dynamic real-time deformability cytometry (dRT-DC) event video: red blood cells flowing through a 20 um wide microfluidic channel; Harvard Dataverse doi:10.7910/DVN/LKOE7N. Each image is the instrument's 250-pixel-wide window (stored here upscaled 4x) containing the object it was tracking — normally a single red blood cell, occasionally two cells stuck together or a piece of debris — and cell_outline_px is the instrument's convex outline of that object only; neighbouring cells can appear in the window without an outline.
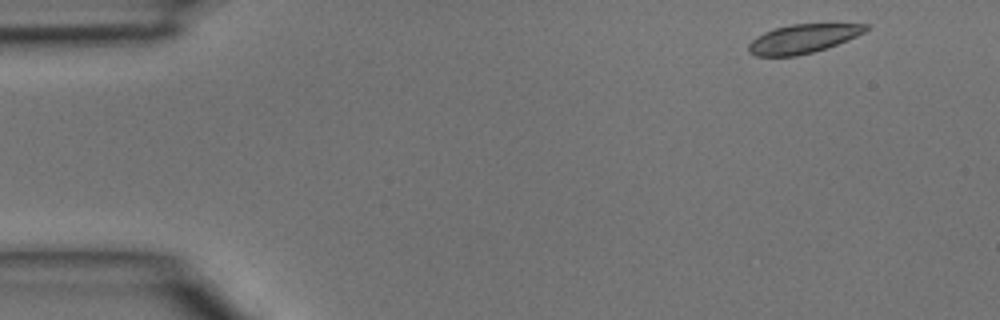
{"species": "common noctule bat (a hibernating species)", "species_latin": "Nyctalus noctula", "temperature_condition": "room temperature", "stored_images_in_passage": 4, "camera_frame_rate_fps": 3000, "um_per_image_px": 0.085, "animal": {"sex": "male", "body_mass_g": 15.6}, "frame": {"image": 1, "passage_image": 1, "time_ms": 0.0, "image_size_px": [1000, 320], "cell_outline_px": [[868, 28], [864, 32], [848, 40], [812, 52], [796, 56], [756, 56], [748, 52], [748, 44], [756, 36], [764, 32], [776, 28], [792, 24], [868, 24]], "centroid_in_image_um": [68.2, 3.29], "position_along_channel_um": 16.8, "area_um2": 19.48}}
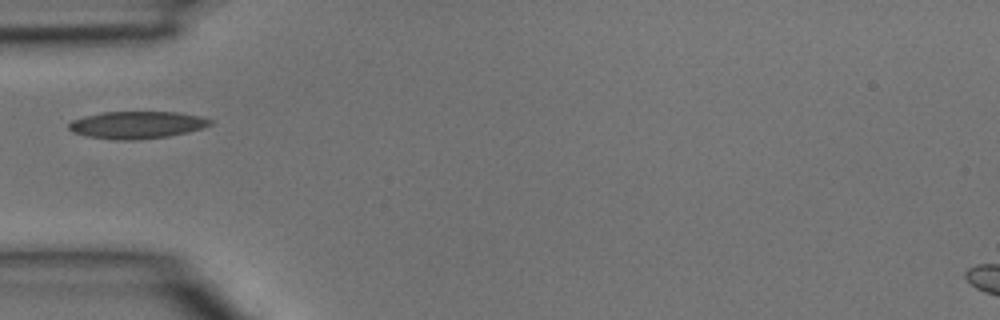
{"frame": {"image": 2, "passage_image": 4, "time_ms": 1.0, "image_size_px": [1000, 320], "cell_outline_px": [[212, 124], [204, 128], [188, 132], [168, 136], [132, 140], [116, 140], [88, 136], [72, 132], [68, 128], [68, 124], [72, 120], [104, 112], [176, 112], [200, 116], [212, 120]], "centroid_in_image_um": [11.66, 10.62], "position_along_channel_um": 73.3, "area_um2": 22.31}}